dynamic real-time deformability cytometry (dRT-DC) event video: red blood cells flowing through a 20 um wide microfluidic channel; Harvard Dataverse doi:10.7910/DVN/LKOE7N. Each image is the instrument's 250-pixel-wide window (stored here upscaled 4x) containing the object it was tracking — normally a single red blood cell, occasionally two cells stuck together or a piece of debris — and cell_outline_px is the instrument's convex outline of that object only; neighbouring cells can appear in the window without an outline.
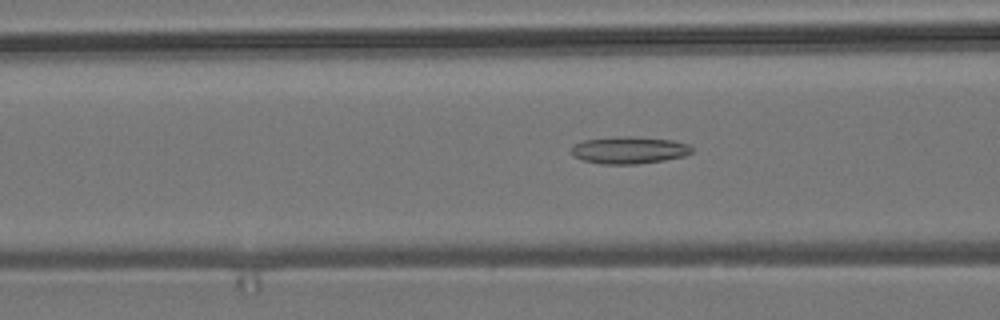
{"species": "common noctule bat (a hibernating species)", "species_latin": "Nyctalus noctula", "temperature_condition": "room temperature", "stored_images_in_passage": 42, "camera_frame_rate_fps": 3000, "um_per_image_px": 0.085, "animal": {"sex": "male", "body_mass_g": 19.2, "forearm_length_mm": 51.8}, "frame": {"image": 1, "passage_image": 22, "time_ms": 7.0, "image_size_px": [1000, 320], "cell_outline_px": [[692, 152], [684, 156], [664, 160], [636, 164], [604, 164], [584, 160], [572, 156], [572, 144], [584, 140], [616, 136], [632, 136], [672, 140], [688, 144], [692, 148]], "centroid_in_image_um": [53.46, 12.75], "position_along_channel_um": 113.1, "area_um2": 19.07}}
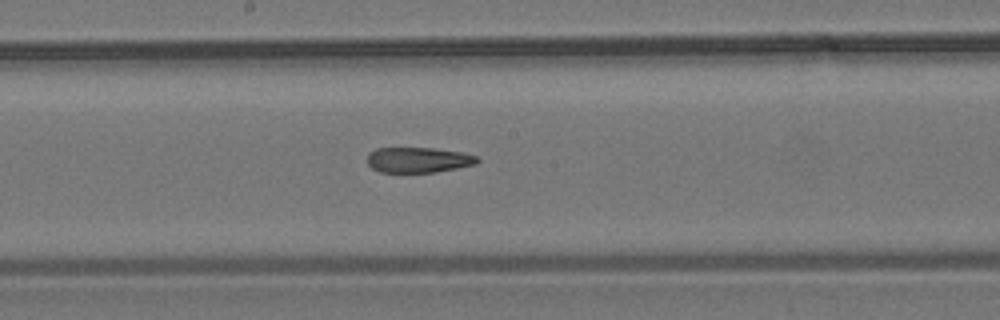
{"frame": {"image": 2, "passage_image": 30, "time_ms": 9.667, "image_size_px": [1000, 320], "cell_outline_px": [[480, 160], [476, 164], [436, 172], [380, 172], [372, 168], [368, 164], [368, 152], [376, 148], [432, 148], [464, 152], [476, 156]], "centroid_in_image_um": [35.56, 13.59], "position_along_channel_um": 212.6, "area_um2": 16.3}}
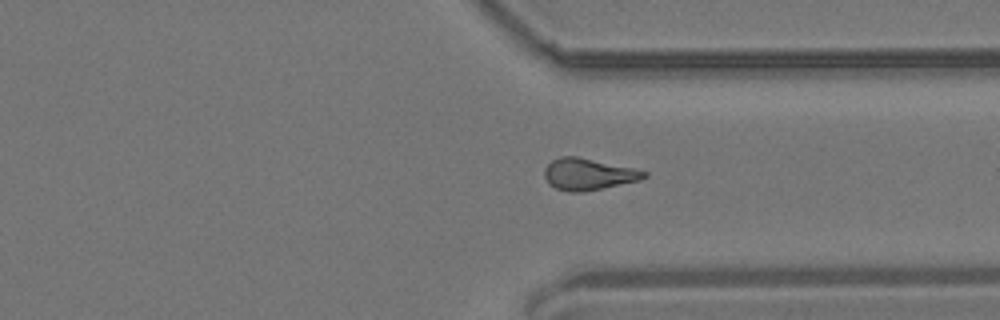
{"frame": {"image": 3, "passage_image": 42, "time_ms": 13.667, "image_size_px": [1000, 320], "cell_outline_px": [[648, 176], [640, 180], [604, 188], [584, 192], [572, 192], [556, 188], [548, 184], [544, 176], [544, 168], [552, 160], [560, 156], [576, 156], [632, 168], [648, 172]], "centroid_in_image_um": [49.99, 14.81], "position_along_channel_um": 361.4, "area_um2": 18.32}}